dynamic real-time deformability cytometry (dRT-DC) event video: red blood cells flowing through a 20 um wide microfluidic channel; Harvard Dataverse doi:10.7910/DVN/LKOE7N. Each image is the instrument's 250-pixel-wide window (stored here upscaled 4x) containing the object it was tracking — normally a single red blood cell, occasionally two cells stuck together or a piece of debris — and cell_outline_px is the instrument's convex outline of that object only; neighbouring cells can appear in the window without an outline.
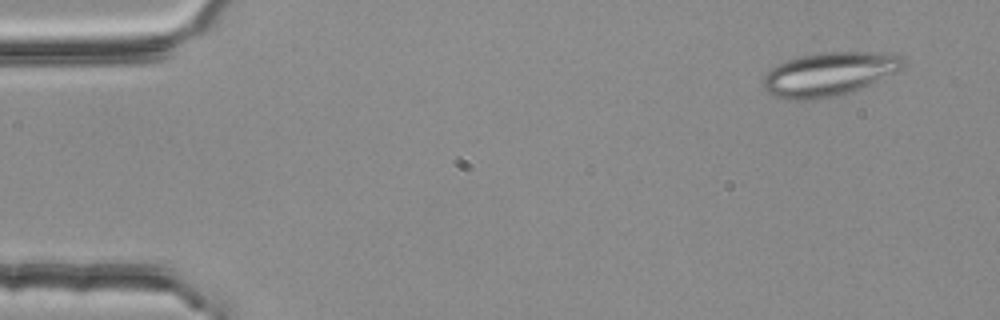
{"species": "common noctule bat (a hibernating species)", "species_latin": "Nyctalus noctula", "temperature_condition": "room temperature", "stored_images_in_passage": 3, "camera_frame_rate_fps": 3000, "um_per_image_px": 0.085, "animal": {"sex": "female", "body_mass_g": 25.1}, "frame": {"image": 1, "passage_image": 1, "time_ms": 0.0, "image_size_px": [1000, 320], "cell_outline_px": [[904, 68], [856, 92], [820, 100], [788, 100], [776, 96], [768, 92], [760, 84], [764, 76], [776, 64], [800, 56], [824, 52], [888, 52], [904, 56]], "centroid_in_image_um": [70.51, 6.31], "position_along_channel_um": 14.5, "area_um2": 36.41}}